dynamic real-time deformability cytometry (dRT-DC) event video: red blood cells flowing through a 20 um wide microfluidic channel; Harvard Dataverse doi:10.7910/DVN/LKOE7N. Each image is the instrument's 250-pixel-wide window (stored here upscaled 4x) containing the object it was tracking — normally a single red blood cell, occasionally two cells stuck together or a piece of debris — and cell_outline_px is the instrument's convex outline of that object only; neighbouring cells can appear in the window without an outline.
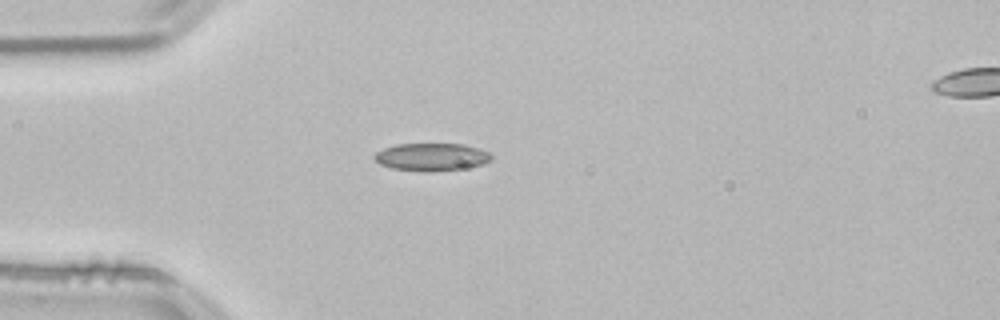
{"species": "common noctule bat (a hibernating species)", "species_latin": "Nyctalus noctula", "temperature_condition": "room temperature", "stored_images_in_passage": 40, "camera_frame_rate_fps": 3000, "um_per_image_px": 0.085, "animal": {"sex": "male", "body_mass_g": 21.5, "forearm_length_mm": 52.0}, "frame": {"image": 1, "passage_image": 1, "time_ms": 0.0, "image_size_px": [1000, 320], "cell_outline_px": [[492, 160], [484, 164], [464, 168], [424, 172], [392, 168], [380, 164], [372, 156], [376, 152], [384, 148], [396, 144], [464, 144], [488, 152], [492, 156]], "centroid_in_image_um": [36.67, 13.34], "position_along_channel_um": 48.3, "area_um2": 18.79}}
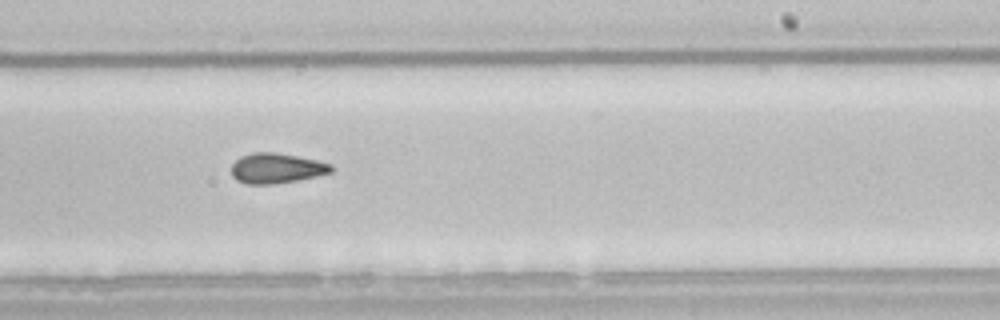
{"frame": {"image": 2, "passage_image": 19, "time_ms": 6.0, "image_size_px": [1000, 320], "cell_outline_px": [[332, 172], [316, 176], [296, 180], [272, 184], [248, 184], [236, 180], [232, 176], [232, 164], [240, 156], [252, 152], [276, 152], [316, 160], [332, 164]], "centroid_in_image_um": [23.47, 14.29], "position_along_channel_um": 265.5, "area_um2": 17.46}}
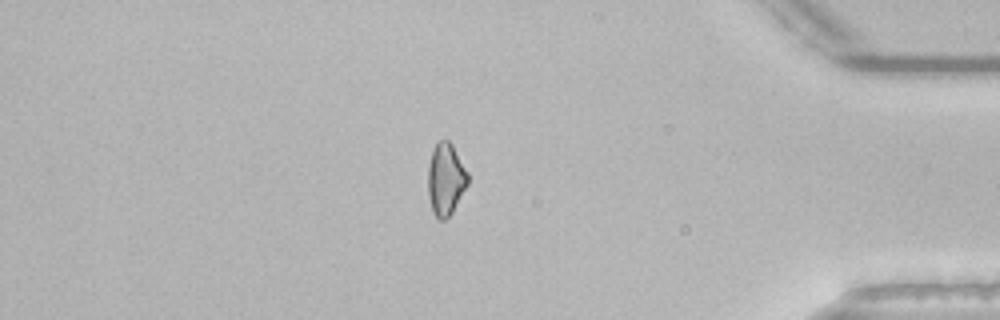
{"frame": {"image": 3, "passage_image": 32, "time_ms": 10.333, "image_size_px": [1000, 320], "cell_outline_px": [[468, 184], [452, 212], [444, 220], [436, 220], [432, 212], [428, 196], [428, 164], [432, 152], [436, 144], [440, 140], [448, 140], [452, 144], [468, 172]], "centroid_in_image_um": [37.87, 15.26], "position_along_channel_um": 397.3, "area_um2": 16.82}, "authors_computed_cell_mechanics": {"area_um2": 17.34, "velocity_mm_per_s": 3.84, "shape_relaxation_time_tau1_ms": null, "shape_relaxation_time_tau2_ms": 6.4821, "deformation_change_tau1": null, "deformation_change_tau2": 0.1507}}